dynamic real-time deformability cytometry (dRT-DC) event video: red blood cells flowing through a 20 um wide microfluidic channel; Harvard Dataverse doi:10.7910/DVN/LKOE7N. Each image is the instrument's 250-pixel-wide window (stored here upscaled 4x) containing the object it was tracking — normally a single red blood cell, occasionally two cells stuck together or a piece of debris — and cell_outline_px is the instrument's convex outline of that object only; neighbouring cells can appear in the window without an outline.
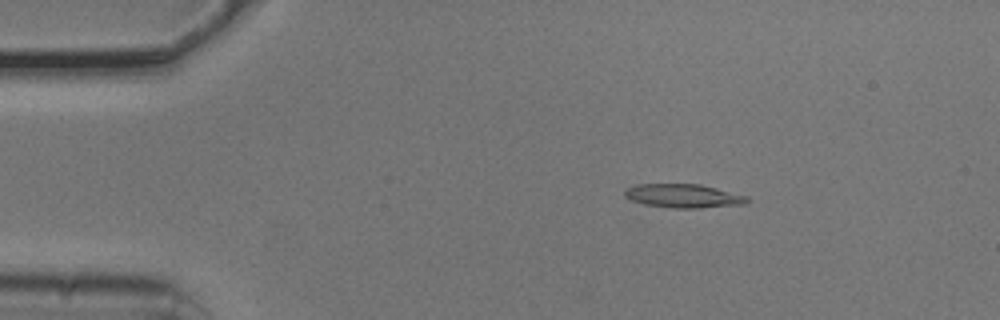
{"species": "common noctule bat (a hibernating species)", "species_latin": "Nyctalus noctula", "temperature_condition": "cold", "stored_images_in_passage": 4, "camera_frame_rate_fps": 3000, "um_per_image_px": 0.085, "animal": {"sex": "male", "body_mass_g": 20.5, "forearm_length_mm": 52.5}, "frame": {"image": 1, "passage_image": 2, "time_ms": 0.333, "image_size_px": [1000, 320], "cell_outline_px": [[752, 200], [744, 204], [700, 208], [672, 208], [644, 204], [632, 200], [624, 196], [624, 192], [628, 188], [636, 184], [700, 184], [748, 196]], "centroid_in_image_um": [58.12, 16.65], "position_along_channel_um": 26.9, "area_um2": 16.94}}
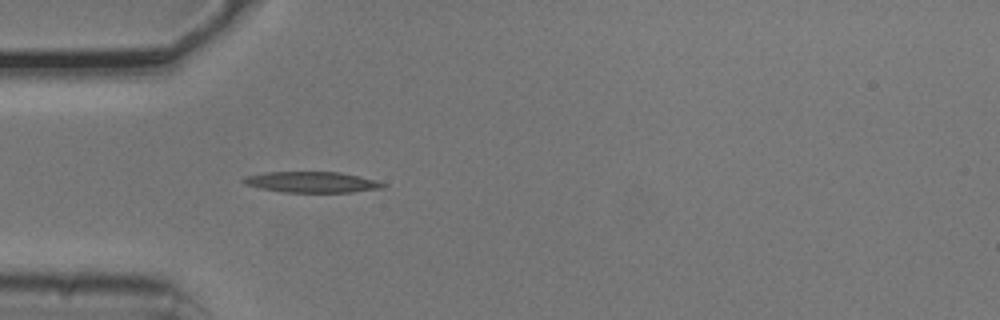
{"frame": {"image": 2, "passage_image": 4, "time_ms": 1.0, "image_size_px": [1000, 320], "cell_outline_px": [[388, 184], [384, 188], [352, 192], [284, 192], [260, 188], [244, 184], [240, 180], [244, 176], [264, 172], [340, 172], [360, 176], [376, 180]], "centroid_in_image_um": [26.5, 15.47], "position_along_channel_um": 58.5, "area_um2": 17.11}}